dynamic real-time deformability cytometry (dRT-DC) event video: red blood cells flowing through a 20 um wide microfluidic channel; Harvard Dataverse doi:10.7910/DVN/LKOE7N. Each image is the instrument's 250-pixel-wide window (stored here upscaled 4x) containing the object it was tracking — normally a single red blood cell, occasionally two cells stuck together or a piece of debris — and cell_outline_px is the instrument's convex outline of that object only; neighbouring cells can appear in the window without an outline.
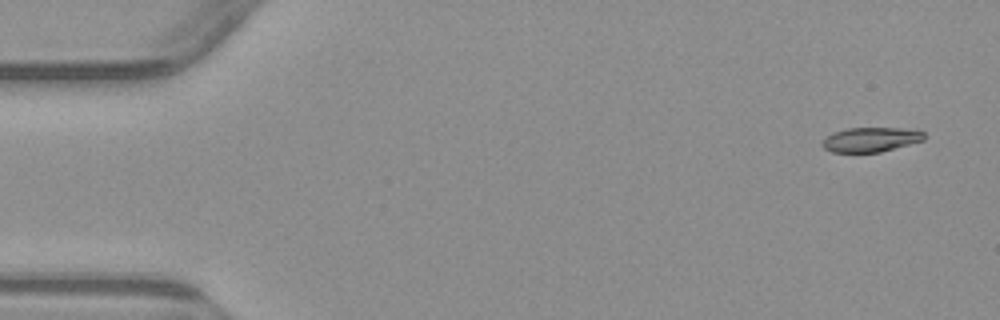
{"species": "common noctule bat (a hibernating species)", "species_latin": "Nyctalus noctula", "temperature_condition": "warm", "stored_images_in_passage": 5, "camera_frame_rate_fps": 3000, "um_per_image_px": 0.085, "animal": {"sex": "male", "body_mass_g": 23.1, "forearm_length_mm": 52.7}, "frame": {"image": 1, "passage_image": 1, "time_ms": 0.0, "image_size_px": [1000, 320], "cell_outline_px": [[924, 140], [880, 152], [832, 152], [824, 148], [820, 144], [828, 136], [836, 132], [848, 128], [916, 128], [924, 132]], "centroid_in_image_um": [74.06, 11.85], "position_along_channel_um": 10.9, "area_um2": 14.51}}
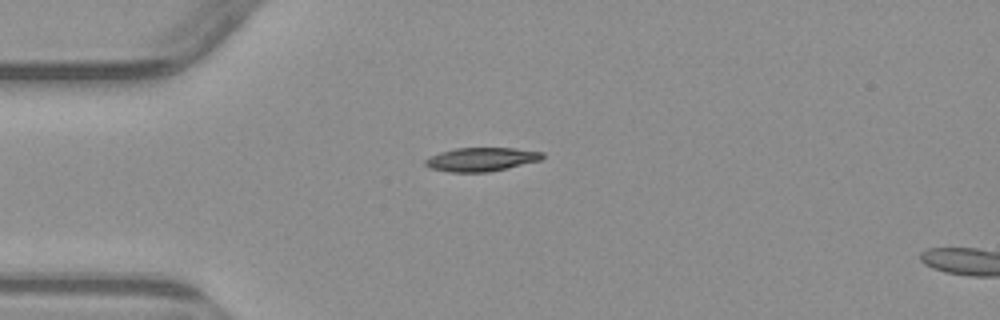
{"frame": {"image": 2, "passage_image": 4, "time_ms": 3.667, "image_size_px": [1000, 320], "cell_outline_px": [[544, 156], [540, 160], [508, 168], [488, 172], [448, 172], [428, 168], [424, 164], [424, 160], [428, 156], [440, 152], [456, 148], [516, 148], [544, 152]], "centroid_in_image_um": [40.87, 13.55], "position_along_channel_um": 44.1, "area_um2": 16.36}}